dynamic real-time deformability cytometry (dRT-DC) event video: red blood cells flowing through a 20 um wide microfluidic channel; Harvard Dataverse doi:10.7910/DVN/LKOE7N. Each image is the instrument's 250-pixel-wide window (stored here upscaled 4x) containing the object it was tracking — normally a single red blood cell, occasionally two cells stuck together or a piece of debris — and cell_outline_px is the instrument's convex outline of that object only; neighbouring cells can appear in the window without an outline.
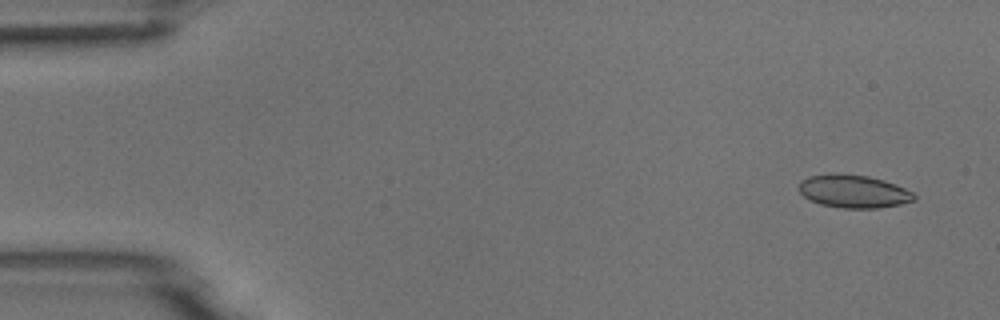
{"species": "common noctule bat (a hibernating species)", "species_latin": "Nyctalus noctula", "temperature_condition": "room temperature", "stored_images_in_passage": 4, "camera_frame_rate_fps": 3000, "um_per_image_px": 0.085, "animal": {"sex": "male", "body_mass_g": 18.8}, "frame": {"image": 1, "passage_image": 1, "time_ms": 0.0, "image_size_px": [1000, 320], "cell_outline_px": [[916, 200], [900, 204], [876, 208], [844, 208], [820, 204], [804, 196], [796, 188], [800, 180], [808, 176], [868, 176], [884, 180], [896, 184], [912, 192], [916, 196]], "centroid_in_image_um": [72.57, 16.3], "position_along_channel_um": 12.4, "area_um2": 21.5}}